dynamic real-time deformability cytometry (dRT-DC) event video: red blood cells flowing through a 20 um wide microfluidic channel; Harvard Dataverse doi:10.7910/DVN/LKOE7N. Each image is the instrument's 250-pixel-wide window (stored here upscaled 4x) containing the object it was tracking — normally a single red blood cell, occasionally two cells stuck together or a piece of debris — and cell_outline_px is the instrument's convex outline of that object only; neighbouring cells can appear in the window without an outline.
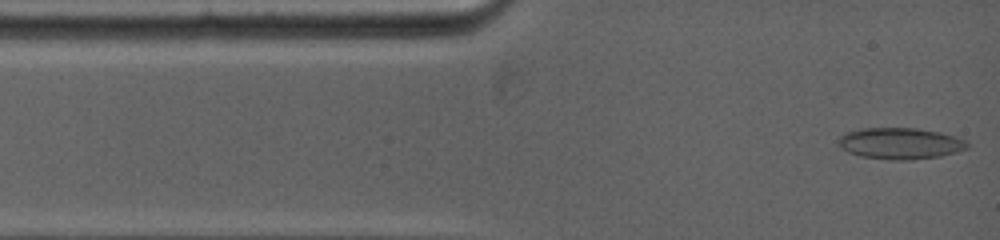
{"species": "common noctule bat (a hibernating species)", "species_latin": "Nyctalus noctula", "temperature_condition": "warm", "stored_images_in_passage": 8, "camera_frame_rate_fps": 5000, "um_per_image_px": 0.085, "animal": {"sex": "female", "body_mass_g": 19.0, "forearm_length_mm": 53.3}, "frame": {"image": 1, "passage_image": 1, "time_ms": 0.0, "image_size_px": [1000, 240], "cell_outline_px": [[968, 148], [956, 152], [940, 156], [908, 160], [892, 160], [860, 156], [848, 152], [836, 144], [836, 140], [840, 136], [848, 132], [864, 128], [916, 128], [940, 132], [956, 136], [964, 140], [968, 144]], "centroid_in_image_um": [76.5, 12.19], "position_along_channel_um": 8.5, "area_um2": 23.58}}
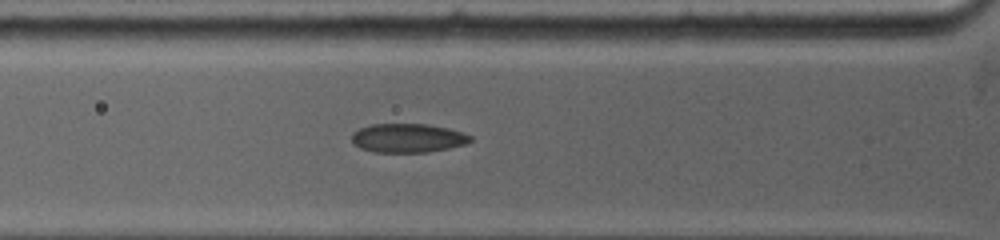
{"frame": {"image": 2, "passage_image": 6, "time_ms": 3.2, "image_size_px": [1000, 240], "cell_outline_px": [[472, 140], [464, 144], [448, 148], [428, 152], [372, 152], [360, 148], [352, 144], [352, 132], [360, 128], [372, 124], [424, 124], [448, 128], [472, 136]], "centroid_in_image_um": [34.61, 11.74], "position_along_channel_um": 91.2, "area_um2": 19.94}}
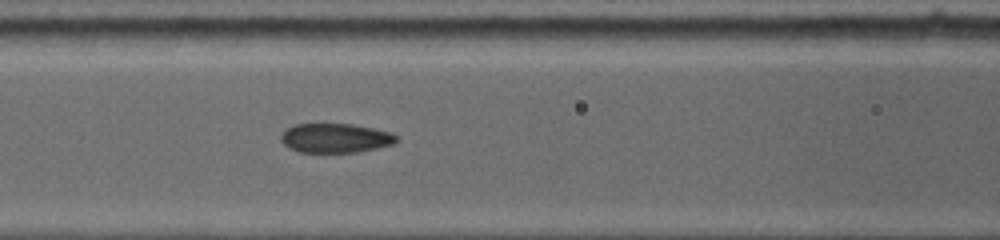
{"frame": {"image": 3, "passage_image": 8, "time_ms": 4.4, "image_size_px": [1000, 240], "cell_outline_px": [[396, 140], [392, 144], [376, 148], [356, 152], [300, 152], [288, 148], [280, 140], [280, 136], [288, 128], [296, 124], [352, 124], [392, 132], [396, 136]], "centroid_in_image_um": [28.48, 11.74], "position_along_channel_um": 138.1, "area_um2": 19.54}}